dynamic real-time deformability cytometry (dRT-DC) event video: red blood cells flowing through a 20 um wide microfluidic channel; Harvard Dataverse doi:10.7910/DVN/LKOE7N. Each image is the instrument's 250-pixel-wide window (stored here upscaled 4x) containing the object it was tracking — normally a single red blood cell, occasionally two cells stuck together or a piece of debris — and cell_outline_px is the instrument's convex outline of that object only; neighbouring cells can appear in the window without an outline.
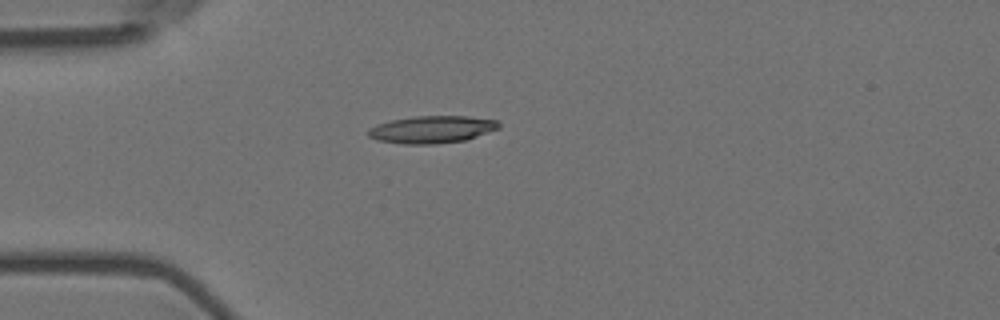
{"species": "Egyptian fruit bat (a non-hibernating species)", "species_latin": "Rousettus aegyptiacus", "temperature_condition": "room temperature", "stored_images_in_passage": 6, "camera_frame_rate_fps": 3000, "um_per_image_px": 0.085, "animal": {"sex": "female"}, "frame": {"image": 1, "passage_image": 5, "time_ms": 1.333, "image_size_px": [1000, 320], "cell_outline_px": [[500, 128], [464, 140], [436, 144], [404, 144], [376, 140], [368, 136], [368, 128], [376, 124], [392, 120], [416, 116], [468, 116], [500, 120]], "centroid_in_image_um": [36.71, 11.0], "position_along_channel_um": 48.3, "area_um2": 20.87}}